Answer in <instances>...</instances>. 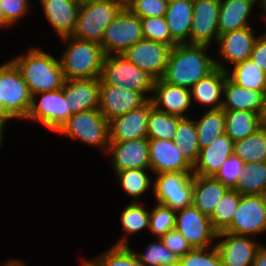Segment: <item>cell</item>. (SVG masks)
<instances>
[{
    "label": "cell",
    "mask_w": 266,
    "mask_h": 266,
    "mask_svg": "<svg viewBox=\"0 0 266 266\" xmlns=\"http://www.w3.org/2000/svg\"><path fill=\"white\" fill-rule=\"evenodd\" d=\"M213 49L214 47L204 44L175 45L161 79L171 85L193 87L216 68Z\"/></svg>",
    "instance_id": "cell-1"
},
{
    "label": "cell",
    "mask_w": 266,
    "mask_h": 266,
    "mask_svg": "<svg viewBox=\"0 0 266 266\" xmlns=\"http://www.w3.org/2000/svg\"><path fill=\"white\" fill-rule=\"evenodd\" d=\"M33 46L9 59L21 73L31 96L62 89L66 79L59 57L46 52L40 44Z\"/></svg>",
    "instance_id": "cell-2"
},
{
    "label": "cell",
    "mask_w": 266,
    "mask_h": 266,
    "mask_svg": "<svg viewBox=\"0 0 266 266\" xmlns=\"http://www.w3.org/2000/svg\"><path fill=\"white\" fill-rule=\"evenodd\" d=\"M65 48L57 54L65 79L99 78L105 54L96 42L77 39L71 36L58 38ZM60 55V56H59Z\"/></svg>",
    "instance_id": "cell-3"
},
{
    "label": "cell",
    "mask_w": 266,
    "mask_h": 266,
    "mask_svg": "<svg viewBox=\"0 0 266 266\" xmlns=\"http://www.w3.org/2000/svg\"><path fill=\"white\" fill-rule=\"evenodd\" d=\"M55 134L94 147L93 149H100L103 156L110 143L109 122L99 109L72 114Z\"/></svg>",
    "instance_id": "cell-4"
},
{
    "label": "cell",
    "mask_w": 266,
    "mask_h": 266,
    "mask_svg": "<svg viewBox=\"0 0 266 266\" xmlns=\"http://www.w3.org/2000/svg\"><path fill=\"white\" fill-rule=\"evenodd\" d=\"M100 85H113L141 93L147 100L152 96L154 78L127 60L122 54L105 55Z\"/></svg>",
    "instance_id": "cell-5"
},
{
    "label": "cell",
    "mask_w": 266,
    "mask_h": 266,
    "mask_svg": "<svg viewBox=\"0 0 266 266\" xmlns=\"http://www.w3.org/2000/svg\"><path fill=\"white\" fill-rule=\"evenodd\" d=\"M123 8L117 0H94L80 4L71 37L100 44L105 28Z\"/></svg>",
    "instance_id": "cell-6"
},
{
    "label": "cell",
    "mask_w": 266,
    "mask_h": 266,
    "mask_svg": "<svg viewBox=\"0 0 266 266\" xmlns=\"http://www.w3.org/2000/svg\"><path fill=\"white\" fill-rule=\"evenodd\" d=\"M154 203L173 211L192 205L193 172H164L153 175Z\"/></svg>",
    "instance_id": "cell-7"
},
{
    "label": "cell",
    "mask_w": 266,
    "mask_h": 266,
    "mask_svg": "<svg viewBox=\"0 0 266 266\" xmlns=\"http://www.w3.org/2000/svg\"><path fill=\"white\" fill-rule=\"evenodd\" d=\"M72 114L63 89L37 93L32 96L31 107L24 122H33L56 133Z\"/></svg>",
    "instance_id": "cell-8"
},
{
    "label": "cell",
    "mask_w": 266,
    "mask_h": 266,
    "mask_svg": "<svg viewBox=\"0 0 266 266\" xmlns=\"http://www.w3.org/2000/svg\"><path fill=\"white\" fill-rule=\"evenodd\" d=\"M255 28L254 26H249L221 34L214 45L215 66L227 71L233 65L250 59L255 41L262 33V30L258 33L257 30L259 29Z\"/></svg>",
    "instance_id": "cell-9"
},
{
    "label": "cell",
    "mask_w": 266,
    "mask_h": 266,
    "mask_svg": "<svg viewBox=\"0 0 266 266\" xmlns=\"http://www.w3.org/2000/svg\"><path fill=\"white\" fill-rule=\"evenodd\" d=\"M32 96L21 73L9 60L0 63V100L18 120L23 121L29 113Z\"/></svg>",
    "instance_id": "cell-10"
},
{
    "label": "cell",
    "mask_w": 266,
    "mask_h": 266,
    "mask_svg": "<svg viewBox=\"0 0 266 266\" xmlns=\"http://www.w3.org/2000/svg\"><path fill=\"white\" fill-rule=\"evenodd\" d=\"M143 39L141 18L124 7L105 28L100 45L105 55L122 54Z\"/></svg>",
    "instance_id": "cell-11"
},
{
    "label": "cell",
    "mask_w": 266,
    "mask_h": 266,
    "mask_svg": "<svg viewBox=\"0 0 266 266\" xmlns=\"http://www.w3.org/2000/svg\"><path fill=\"white\" fill-rule=\"evenodd\" d=\"M235 235L259 238L266 234L265 195H240V204L231 224L223 231Z\"/></svg>",
    "instance_id": "cell-12"
},
{
    "label": "cell",
    "mask_w": 266,
    "mask_h": 266,
    "mask_svg": "<svg viewBox=\"0 0 266 266\" xmlns=\"http://www.w3.org/2000/svg\"><path fill=\"white\" fill-rule=\"evenodd\" d=\"M175 229L185 237L192 248L215 246L218 233L214 230L209 216L193 205L176 211Z\"/></svg>",
    "instance_id": "cell-13"
},
{
    "label": "cell",
    "mask_w": 266,
    "mask_h": 266,
    "mask_svg": "<svg viewBox=\"0 0 266 266\" xmlns=\"http://www.w3.org/2000/svg\"><path fill=\"white\" fill-rule=\"evenodd\" d=\"M171 49L167 44L143 39L126 49L122 55L154 79H161Z\"/></svg>",
    "instance_id": "cell-14"
},
{
    "label": "cell",
    "mask_w": 266,
    "mask_h": 266,
    "mask_svg": "<svg viewBox=\"0 0 266 266\" xmlns=\"http://www.w3.org/2000/svg\"><path fill=\"white\" fill-rule=\"evenodd\" d=\"M265 243L252 236L228 232L217 234L215 246L222 266H252L257 250Z\"/></svg>",
    "instance_id": "cell-15"
},
{
    "label": "cell",
    "mask_w": 266,
    "mask_h": 266,
    "mask_svg": "<svg viewBox=\"0 0 266 266\" xmlns=\"http://www.w3.org/2000/svg\"><path fill=\"white\" fill-rule=\"evenodd\" d=\"M221 0H194L189 44L214 46L219 38L218 16Z\"/></svg>",
    "instance_id": "cell-16"
},
{
    "label": "cell",
    "mask_w": 266,
    "mask_h": 266,
    "mask_svg": "<svg viewBox=\"0 0 266 266\" xmlns=\"http://www.w3.org/2000/svg\"><path fill=\"white\" fill-rule=\"evenodd\" d=\"M105 155L111 157L109 160L113 173L128 169H150L147 137L125 142H110Z\"/></svg>",
    "instance_id": "cell-17"
},
{
    "label": "cell",
    "mask_w": 266,
    "mask_h": 266,
    "mask_svg": "<svg viewBox=\"0 0 266 266\" xmlns=\"http://www.w3.org/2000/svg\"><path fill=\"white\" fill-rule=\"evenodd\" d=\"M153 107L159 111L176 115L179 117H189L194 112L191 90L183 86H175L164 82L162 79H155L153 92L150 98ZM193 111V112H192Z\"/></svg>",
    "instance_id": "cell-18"
},
{
    "label": "cell",
    "mask_w": 266,
    "mask_h": 266,
    "mask_svg": "<svg viewBox=\"0 0 266 266\" xmlns=\"http://www.w3.org/2000/svg\"><path fill=\"white\" fill-rule=\"evenodd\" d=\"M146 101L139 92L113 85H100L98 109L108 122L140 107Z\"/></svg>",
    "instance_id": "cell-19"
},
{
    "label": "cell",
    "mask_w": 266,
    "mask_h": 266,
    "mask_svg": "<svg viewBox=\"0 0 266 266\" xmlns=\"http://www.w3.org/2000/svg\"><path fill=\"white\" fill-rule=\"evenodd\" d=\"M152 108L153 104L149 99L140 107L110 120L109 141L125 142L147 137L148 117Z\"/></svg>",
    "instance_id": "cell-20"
},
{
    "label": "cell",
    "mask_w": 266,
    "mask_h": 266,
    "mask_svg": "<svg viewBox=\"0 0 266 266\" xmlns=\"http://www.w3.org/2000/svg\"><path fill=\"white\" fill-rule=\"evenodd\" d=\"M149 160L153 175L164 172H193V166L171 140L149 139Z\"/></svg>",
    "instance_id": "cell-21"
},
{
    "label": "cell",
    "mask_w": 266,
    "mask_h": 266,
    "mask_svg": "<svg viewBox=\"0 0 266 266\" xmlns=\"http://www.w3.org/2000/svg\"><path fill=\"white\" fill-rule=\"evenodd\" d=\"M257 8L258 0H221L218 16L219 36L253 26V18L257 20L256 18L259 17V14L256 13L258 12Z\"/></svg>",
    "instance_id": "cell-22"
},
{
    "label": "cell",
    "mask_w": 266,
    "mask_h": 266,
    "mask_svg": "<svg viewBox=\"0 0 266 266\" xmlns=\"http://www.w3.org/2000/svg\"><path fill=\"white\" fill-rule=\"evenodd\" d=\"M45 20L59 38L71 36L80 4L76 0H38Z\"/></svg>",
    "instance_id": "cell-23"
},
{
    "label": "cell",
    "mask_w": 266,
    "mask_h": 266,
    "mask_svg": "<svg viewBox=\"0 0 266 266\" xmlns=\"http://www.w3.org/2000/svg\"><path fill=\"white\" fill-rule=\"evenodd\" d=\"M62 89L68 98V110L71 114L99 108V78L66 79Z\"/></svg>",
    "instance_id": "cell-24"
},
{
    "label": "cell",
    "mask_w": 266,
    "mask_h": 266,
    "mask_svg": "<svg viewBox=\"0 0 266 266\" xmlns=\"http://www.w3.org/2000/svg\"><path fill=\"white\" fill-rule=\"evenodd\" d=\"M265 103L266 90L246 89L237 85L228 76L225 78L222 109L246 110L263 116Z\"/></svg>",
    "instance_id": "cell-25"
},
{
    "label": "cell",
    "mask_w": 266,
    "mask_h": 266,
    "mask_svg": "<svg viewBox=\"0 0 266 266\" xmlns=\"http://www.w3.org/2000/svg\"><path fill=\"white\" fill-rule=\"evenodd\" d=\"M227 76V71L216 67L211 73L200 79L190 88L194 110L195 108L198 110L200 107L203 110L221 108L223 101V87Z\"/></svg>",
    "instance_id": "cell-26"
},
{
    "label": "cell",
    "mask_w": 266,
    "mask_h": 266,
    "mask_svg": "<svg viewBox=\"0 0 266 266\" xmlns=\"http://www.w3.org/2000/svg\"><path fill=\"white\" fill-rule=\"evenodd\" d=\"M233 140L226 134L215 138L206 148L199 151L193 165V175L214 176L220 166L233 155Z\"/></svg>",
    "instance_id": "cell-27"
},
{
    "label": "cell",
    "mask_w": 266,
    "mask_h": 266,
    "mask_svg": "<svg viewBox=\"0 0 266 266\" xmlns=\"http://www.w3.org/2000/svg\"><path fill=\"white\" fill-rule=\"evenodd\" d=\"M194 0L168 1L165 19L172 39L177 44L188 43L193 20Z\"/></svg>",
    "instance_id": "cell-28"
},
{
    "label": "cell",
    "mask_w": 266,
    "mask_h": 266,
    "mask_svg": "<svg viewBox=\"0 0 266 266\" xmlns=\"http://www.w3.org/2000/svg\"><path fill=\"white\" fill-rule=\"evenodd\" d=\"M229 188L213 176L193 175L192 205L210 216Z\"/></svg>",
    "instance_id": "cell-29"
},
{
    "label": "cell",
    "mask_w": 266,
    "mask_h": 266,
    "mask_svg": "<svg viewBox=\"0 0 266 266\" xmlns=\"http://www.w3.org/2000/svg\"><path fill=\"white\" fill-rule=\"evenodd\" d=\"M144 202H129L121 211L119 216L120 228L122 236L113 243L115 246H131L130 239L133 235L143 234L145 230H149L150 209H146ZM131 237V238H129Z\"/></svg>",
    "instance_id": "cell-30"
},
{
    "label": "cell",
    "mask_w": 266,
    "mask_h": 266,
    "mask_svg": "<svg viewBox=\"0 0 266 266\" xmlns=\"http://www.w3.org/2000/svg\"><path fill=\"white\" fill-rule=\"evenodd\" d=\"M151 172V169H128L114 173V178L125 195L130 197L131 202H143L141 197L153 192Z\"/></svg>",
    "instance_id": "cell-31"
},
{
    "label": "cell",
    "mask_w": 266,
    "mask_h": 266,
    "mask_svg": "<svg viewBox=\"0 0 266 266\" xmlns=\"http://www.w3.org/2000/svg\"><path fill=\"white\" fill-rule=\"evenodd\" d=\"M263 125V116L246 110H225V133L233 142L242 140Z\"/></svg>",
    "instance_id": "cell-32"
},
{
    "label": "cell",
    "mask_w": 266,
    "mask_h": 266,
    "mask_svg": "<svg viewBox=\"0 0 266 266\" xmlns=\"http://www.w3.org/2000/svg\"><path fill=\"white\" fill-rule=\"evenodd\" d=\"M199 113L192 115L197 116L194 121L201 150L208 147L215 138L225 133V110L222 108L210 109L199 111Z\"/></svg>",
    "instance_id": "cell-33"
},
{
    "label": "cell",
    "mask_w": 266,
    "mask_h": 266,
    "mask_svg": "<svg viewBox=\"0 0 266 266\" xmlns=\"http://www.w3.org/2000/svg\"><path fill=\"white\" fill-rule=\"evenodd\" d=\"M233 155L244 163L266 161V126L262 125L248 137L234 142Z\"/></svg>",
    "instance_id": "cell-34"
},
{
    "label": "cell",
    "mask_w": 266,
    "mask_h": 266,
    "mask_svg": "<svg viewBox=\"0 0 266 266\" xmlns=\"http://www.w3.org/2000/svg\"><path fill=\"white\" fill-rule=\"evenodd\" d=\"M228 77L237 85L252 90H266V72L251 59L239 62L227 70Z\"/></svg>",
    "instance_id": "cell-35"
},
{
    "label": "cell",
    "mask_w": 266,
    "mask_h": 266,
    "mask_svg": "<svg viewBox=\"0 0 266 266\" xmlns=\"http://www.w3.org/2000/svg\"><path fill=\"white\" fill-rule=\"evenodd\" d=\"M194 117L192 115L179 119L174 139L175 145L192 166L197 161L200 151Z\"/></svg>",
    "instance_id": "cell-36"
},
{
    "label": "cell",
    "mask_w": 266,
    "mask_h": 266,
    "mask_svg": "<svg viewBox=\"0 0 266 266\" xmlns=\"http://www.w3.org/2000/svg\"><path fill=\"white\" fill-rule=\"evenodd\" d=\"M234 189L240 195H265L266 161L244 163L242 174Z\"/></svg>",
    "instance_id": "cell-37"
},
{
    "label": "cell",
    "mask_w": 266,
    "mask_h": 266,
    "mask_svg": "<svg viewBox=\"0 0 266 266\" xmlns=\"http://www.w3.org/2000/svg\"><path fill=\"white\" fill-rule=\"evenodd\" d=\"M145 250L132 251L144 266H178L179 257L166 248L160 238L151 239Z\"/></svg>",
    "instance_id": "cell-38"
},
{
    "label": "cell",
    "mask_w": 266,
    "mask_h": 266,
    "mask_svg": "<svg viewBox=\"0 0 266 266\" xmlns=\"http://www.w3.org/2000/svg\"><path fill=\"white\" fill-rule=\"evenodd\" d=\"M180 118L179 116L170 115L153 107L148 117L147 138L174 141Z\"/></svg>",
    "instance_id": "cell-39"
},
{
    "label": "cell",
    "mask_w": 266,
    "mask_h": 266,
    "mask_svg": "<svg viewBox=\"0 0 266 266\" xmlns=\"http://www.w3.org/2000/svg\"><path fill=\"white\" fill-rule=\"evenodd\" d=\"M239 204L240 194L235 189H228L209 216L217 233L223 232L231 224Z\"/></svg>",
    "instance_id": "cell-40"
},
{
    "label": "cell",
    "mask_w": 266,
    "mask_h": 266,
    "mask_svg": "<svg viewBox=\"0 0 266 266\" xmlns=\"http://www.w3.org/2000/svg\"><path fill=\"white\" fill-rule=\"evenodd\" d=\"M92 257L90 259L97 266H144L137 259L130 246L110 245L109 248Z\"/></svg>",
    "instance_id": "cell-41"
},
{
    "label": "cell",
    "mask_w": 266,
    "mask_h": 266,
    "mask_svg": "<svg viewBox=\"0 0 266 266\" xmlns=\"http://www.w3.org/2000/svg\"><path fill=\"white\" fill-rule=\"evenodd\" d=\"M175 219L176 211L155 203L150 209L148 233L152 237L161 238L168 231L175 229Z\"/></svg>",
    "instance_id": "cell-42"
},
{
    "label": "cell",
    "mask_w": 266,
    "mask_h": 266,
    "mask_svg": "<svg viewBox=\"0 0 266 266\" xmlns=\"http://www.w3.org/2000/svg\"><path fill=\"white\" fill-rule=\"evenodd\" d=\"M144 39L161 42L171 47L177 45L172 39L165 16L141 18Z\"/></svg>",
    "instance_id": "cell-43"
},
{
    "label": "cell",
    "mask_w": 266,
    "mask_h": 266,
    "mask_svg": "<svg viewBox=\"0 0 266 266\" xmlns=\"http://www.w3.org/2000/svg\"><path fill=\"white\" fill-rule=\"evenodd\" d=\"M32 0H0L4 13V32L16 27L26 16L33 11ZM7 29V30H5Z\"/></svg>",
    "instance_id": "cell-44"
},
{
    "label": "cell",
    "mask_w": 266,
    "mask_h": 266,
    "mask_svg": "<svg viewBox=\"0 0 266 266\" xmlns=\"http://www.w3.org/2000/svg\"><path fill=\"white\" fill-rule=\"evenodd\" d=\"M178 266H222L216 246L193 248L179 258Z\"/></svg>",
    "instance_id": "cell-45"
},
{
    "label": "cell",
    "mask_w": 266,
    "mask_h": 266,
    "mask_svg": "<svg viewBox=\"0 0 266 266\" xmlns=\"http://www.w3.org/2000/svg\"><path fill=\"white\" fill-rule=\"evenodd\" d=\"M167 5V0H132L125 7L139 18H147L165 16Z\"/></svg>",
    "instance_id": "cell-46"
},
{
    "label": "cell",
    "mask_w": 266,
    "mask_h": 266,
    "mask_svg": "<svg viewBox=\"0 0 266 266\" xmlns=\"http://www.w3.org/2000/svg\"><path fill=\"white\" fill-rule=\"evenodd\" d=\"M244 162L237 156L231 155L213 176L229 189H234L242 174Z\"/></svg>",
    "instance_id": "cell-47"
},
{
    "label": "cell",
    "mask_w": 266,
    "mask_h": 266,
    "mask_svg": "<svg viewBox=\"0 0 266 266\" xmlns=\"http://www.w3.org/2000/svg\"><path fill=\"white\" fill-rule=\"evenodd\" d=\"M160 239L166 248L179 258L193 249L185 237L176 229L168 231Z\"/></svg>",
    "instance_id": "cell-48"
},
{
    "label": "cell",
    "mask_w": 266,
    "mask_h": 266,
    "mask_svg": "<svg viewBox=\"0 0 266 266\" xmlns=\"http://www.w3.org/2000/svg\"><path fill=\"white\" fill-rule=\"evenodd\" d=\"M250 59L266 72V30L255 41Z\"/></svg>",
    "instance_id": "cell-49"
},
{
    "label": "cell",
    "mask_w": 266,
    "mask_h": 266,
    "mask_svg": "<svg viewBox=\"0 0 266 266\" xmlns=\"http://www.w3.org/2000/svg\"><path fill=\"white\" fill-rule=\"evenodd\" d=\"M18 121L6 108L2 100H0V123L9 126L11 122Z\"/></svg>",
    "instance_id": "cell-50"
},
{
    "label": "cell",
    "mask_w": 266,
    "mask_h": 266,
    "mask_svg": "<svg viewBox=\"0 0 266 266\" xmlns=\"http://www.w3.org/2000/svg\"><path fill=\"white\" fill-rule=\"evenodd\" d=\"M252 266H266V244L263 243L255 254Z\"/></svg>",
    "instance_id": "cell-51"
},
{
    "label": "cell",
    "mask_w": 266,
    "mask_h": 266,
    "mask_svg": "<svg viewBox=\"0 0 266 266\" xmlns=\"http://www.w3.org/2000/svg\"><path fill=\"white\" fill-rule=\"evenodd\" d=\"M258 9L260 10L258 11L260 12L258 16L259 18L261 17V22H263L261 23V25L263 26H261V28H264V30H266V25H263L266 24V0H258Z\"/></svg>",
    "instance_id": "cell-52"
},
{
    "label": "cell",
    "mask_w": 266,
    "mask_h": 266,
    "mask_svg": "<svg viewBox=\"0 0 266 266\" xmlns=\"http://www.w3.org/2000/svg\"><path fill=\"white\" fill-rule=\"evenodd\" d=\"M27 262H24V259H18L16 258H8V260L1 262L0 261V266H28V264H26Z\"/></svg>",
    "instance_id": "cell-53"
},
{
    "label": "cell",
    "mask_w": 266,
    "mask_h": 266,
    "mask_svg": "<svg viewBox=\"0 0 266 266\" xmlns=\"http://www.w3.org/2000/svg\"><path fill=\"white\" fill-rule=\"evenodd\" d=\"M8 128V126L0 123V152L4 146V142H5V134H6V129ZM5 133V134H4Z\"/></svg>",
    "instance_id": "cell-54"
},
{
    "label": "cell",
    "mask_w": 266,
    "mask_h": 266,
    "mask_svg": "<svg viewBox=\"0 0 266 266\" xmlns=\"http://www.w3.org/2000/svg\"><path fill=\"white\" fill-rule=\"evenodd\" d=\"M82 257V258H81ZM79 263L81 266H97L90 258L81 256Z\"/></svg>",
    "instance_id": "cell-55"
},
{
    "label": "cell",
    "mask_w": 266,
    "mask_h": 266,
    "mask_svg": "<svg viewBox=\"0 0 266 266\" xmlns=\"http://www.w3.org/2000/svg\"><path fill=\"white\" fill-rule=\"evenodd\" d=\"M0 29L4 31V13L0 4Z\"/></svg>",
    "instance_id": "cell-56"
},
{
    "label": "cell",
    "mask_w": 266,
    "mask_h": 266,
    "mask_svg": "<svg viewBox=\"0 0 266 266\" xmlns=\"http://www.w3.org/2000/svg\"><path fill=\"white\" fill-rule=\"evenodd\" d=\"M117 1L120 2L125 7L132 0H117Z\"/></svg>",
    "instance_id": "cell-57"
},
{
    "label": "cell",
    "mask_w": 266,
    "mask_h": 266,
    "mask_svg": "<svg viewBox=\"0 0 266 266\" xmlns=\"http://www.w3.org/2000/svg\"><path fill=\"white\" fill-rule=\"evenodd\" d=\"M263 125L266 126V103H265V113L263 115Z\"/></svg>",
    "instance_id": "cell-58"
},
{
    "label": "cell",
    "mask_w": 266,
    "mask_h": 266,
    "mask_svg": "<svg viewBox=\"0 0 266 266\" xmlns=\"http://www.w3.org/2000/svg\"><path fill=\"white\" fill-rule=\"evenodd\" d=\"M79 4H83V3H86V2H91V1H94V0H76Z\"/></svg>",
    "instance_id": "cell-59"
}]
</instances>
